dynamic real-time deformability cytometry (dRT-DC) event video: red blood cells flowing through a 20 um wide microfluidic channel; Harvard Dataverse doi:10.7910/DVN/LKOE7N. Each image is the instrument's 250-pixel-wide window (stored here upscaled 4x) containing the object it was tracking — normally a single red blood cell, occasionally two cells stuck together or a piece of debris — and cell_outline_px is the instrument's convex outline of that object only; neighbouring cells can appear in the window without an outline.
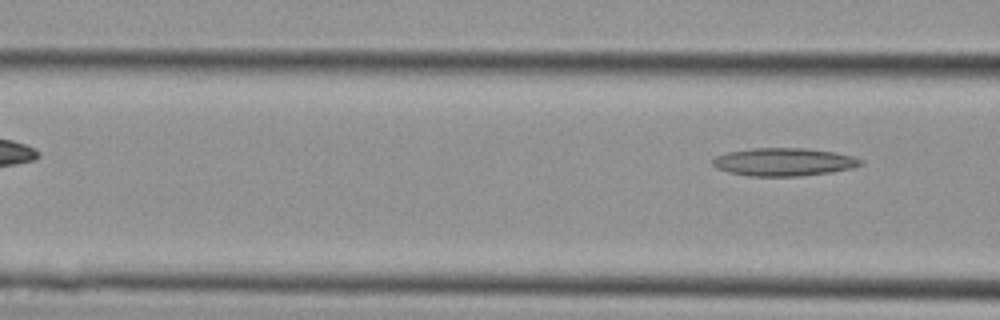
{"species": "Egyptian fruit bat (a non-hibernating species)", "species_latin": "Rousettus aegyptiacus", "temperature_condition": "cold", "stored_images_in_passage": 3, "camera_frame_rate_fps": 3000, "um_per_image_px": 0.085, "animal": {"sex": "female"}, "frame": {"image": 1, "passage_image": 3, "time_ms": 0.667, "image_size_px": [1000, 320], "cell_outline_px": [[864, 164], [852, 168], [832, 172], [800, 176], [748, 176], [728, 172], [716, 168], [712, 164], [712, 160], [716, 156], [728, 152], [752, 148], [808, 148], [836, 152], [852, 156], [864, 160]], "centroid_in_image_um": [66.65, 13.76], "position_along_channel_um": 100.0, "area_um2": 24.33}}